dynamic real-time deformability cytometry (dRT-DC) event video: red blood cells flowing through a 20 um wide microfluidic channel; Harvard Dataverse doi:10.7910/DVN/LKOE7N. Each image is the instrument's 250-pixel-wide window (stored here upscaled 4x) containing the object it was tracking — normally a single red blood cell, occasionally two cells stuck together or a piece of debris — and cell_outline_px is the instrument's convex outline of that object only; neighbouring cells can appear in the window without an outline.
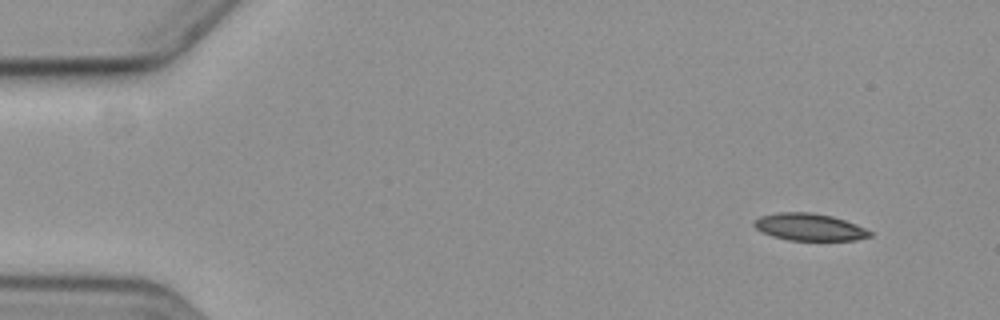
{"species": "common noctule bat (a hibernating species)", "species_latin": "Nyctalus noctula", "temperature_condition": "cold", "stored_images_in_passage": 4, "camera_frame_rate_fps": 3000, "um_per_image_px": 0.085, "animal": {"sex": "female", "body_mass_g": 19.3, "forearm_length_mm": 54.1}, "frame": {"image": 1, "passage_image": 1, "time_ms": 0.0, "image_size_px": [1000, 320], "cell_outline_px": [[872, 236], [856, 240], [788, 240], [772, 236], [760, 232], [752, 224], [752, 220], [760, 216], [780, 212], [808, 212], [832, 216], [856, 224], [872, 232]], "centroid_in_image_um": [68.76, 19.3], "position_along_channel_um": 16.2, "area_um2": 18.38}}
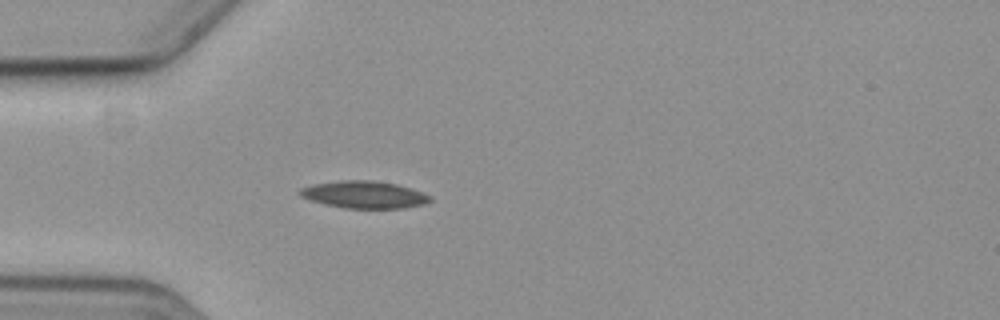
{"frame": {"image": 2, "passage_image": 4, "time_ms": 4.0, "image_size_px": [1000, 320], "cell_outline_px": [[432, 200], [424, 204], [404, 208], [344, 208], [324, 204], [308, 200], [300, 196], [296, 192], [300, 188], [316, 184], [340, 180], [372, 180], [396, 184], [432, 196]], "centroid_in_image_um": [30.91, 16.55], "position_along_channel_um": 54.1, "area_um2": 20.63}}